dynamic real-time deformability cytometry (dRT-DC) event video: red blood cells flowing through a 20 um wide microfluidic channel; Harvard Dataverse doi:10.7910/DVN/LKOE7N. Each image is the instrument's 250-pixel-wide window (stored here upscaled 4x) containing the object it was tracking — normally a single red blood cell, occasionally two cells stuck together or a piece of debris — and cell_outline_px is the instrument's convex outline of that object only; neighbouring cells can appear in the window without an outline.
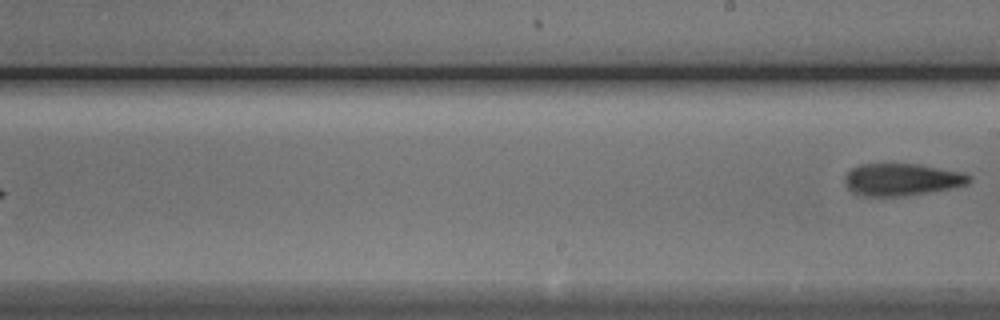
{"species": "Egyptian fruit bat (a non-hibernating species)", "species_latin": "Rousettus aegyptiacus", "temperature_condition": "cold", "stored_images_in_passage": 10, "segment_of_instrument_passage": [2, 2], "camera_frame_rate_fps": 3000, "um_per_image_px": 0.085, "animal": {"sex": "male"}, "frame": {"image": 1, "passage_image": 10, "time_ms": 11.667, "image_size_px": [1000, 320], "cell_outline_px": [[972, 180], [968, 184], [952, 188], [904, 196], [864, 196], [852, 192], [848, 188], [844, 180], [844, 176], [852, 168], [860, 164], [920, 164], [964, 172], [972, 176]], "centroid_in_image_um": [76.68, 15.25], "position_along_channel_um": 212.3, "area_um2": 23.52}}